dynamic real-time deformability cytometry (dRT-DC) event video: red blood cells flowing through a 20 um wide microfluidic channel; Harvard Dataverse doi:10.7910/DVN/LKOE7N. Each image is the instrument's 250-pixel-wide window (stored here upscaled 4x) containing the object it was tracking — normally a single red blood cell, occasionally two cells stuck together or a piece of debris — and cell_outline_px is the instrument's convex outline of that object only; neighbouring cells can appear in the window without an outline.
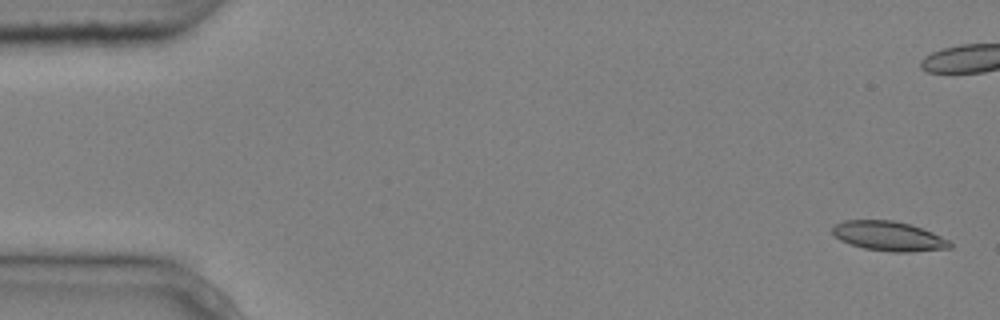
{"species": "common noctule bat (a hibernating species)", "species_latin": "Nyctalus noctula", "temperature_condition": "cold", "stored_images_in_passage": 6, "camera_frame_rate_fps": 3000, "um_per_image_px": 0.085, "animal": {"sex": "male", "body_mass_g": 20.4}, "frame": {"image": 1, "passage_image": 1, "time_ms": 0.0, "image_size_px": [1000, 320], "cell_outline_px": [[952, 248], [908, 252], [892, 252], [864, 248], [840, 240], [832, 232], [832, 228], [836, 224], [844, 220], [892, 220], [912, 224], [932, 232], [948, 240], [952, 244]], "centroid_in_image_um": [75.56, 20.06], "position_along_channel_um": 9.4, "area_um2": 20.17}}